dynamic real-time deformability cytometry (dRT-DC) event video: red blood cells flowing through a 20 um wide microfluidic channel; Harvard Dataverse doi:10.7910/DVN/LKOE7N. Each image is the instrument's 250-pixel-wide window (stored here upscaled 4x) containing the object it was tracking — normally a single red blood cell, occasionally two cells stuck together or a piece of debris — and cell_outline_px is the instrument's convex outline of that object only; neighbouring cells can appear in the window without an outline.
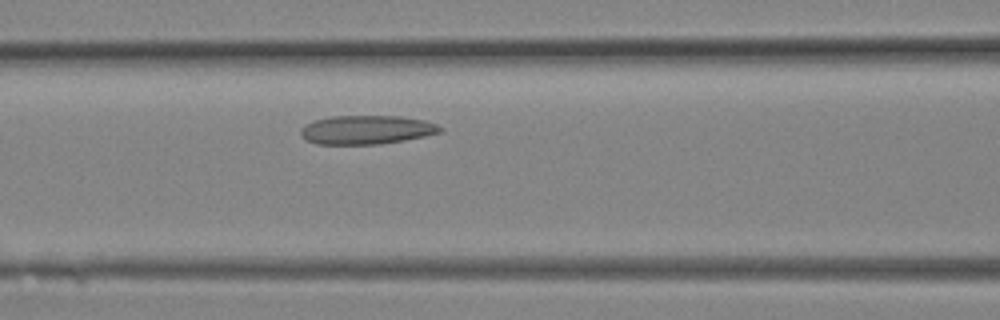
{"species": "Egyptian fruit bat (a non-hibernating species)", "species_latin": "Rousettus aegyptiacus", "temperature_condition": "room temperature", "stored_images_in_passage": 6, "camera_frame_rate_fps": 3000, "um_per_image_px": 0.085, "animal": {"sex": "female"}, "frame": {"image": 1, "passage_image": 6, "time_ms": 1.667, "image_size_px": [1000, 320], "cell_outline_px": [[444, 128], [440, 132], [424, 136], [404, 140], [380, 144], [316, 144], [304, 140], [300, 136], [300, 128], [304, 124], [312, 120], [332, 116], [400, 116], [424, 120], [436, 124]], "centroid_in_image_um": [31.09, 11.03], "position_along_channel_um": 135.5, "area_um2": 23.64}}